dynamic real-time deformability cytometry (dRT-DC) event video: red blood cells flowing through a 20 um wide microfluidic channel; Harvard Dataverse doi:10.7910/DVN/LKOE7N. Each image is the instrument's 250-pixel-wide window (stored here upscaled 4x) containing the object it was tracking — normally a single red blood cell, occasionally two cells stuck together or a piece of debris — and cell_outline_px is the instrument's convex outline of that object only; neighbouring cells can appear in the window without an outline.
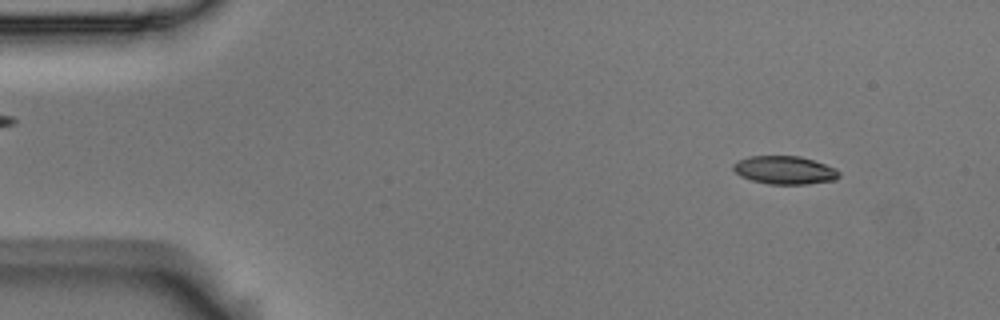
{"species": "Egyptian fruit bat (a non-hibernating species)", "species_latin": "Rousettus aegyptiacus", "temperature_condition": "room temperature", "stored_images_in_passage": 5, "camera_frame_rate_fps": 3000, "um_per_image_px": 0.085, "animal": {"sex": "male"}, "frame": {"image": 1, "passage_image": 1, "time_ms": 0.0, "image_size_px": [1000, 320], "cell_outline_px": [[840, 176], [836, 180], [808, 184], [768, 184], [752, 180], [740, 176], [732, 168], [732, 164], [736, 160], [748, 156], [800, 156], [836, 168], [840, 172]], "centroid_in_image_um": [66.68, 14.46], "position_along_channel_um": 18.3, "area_um2": 17.51}}
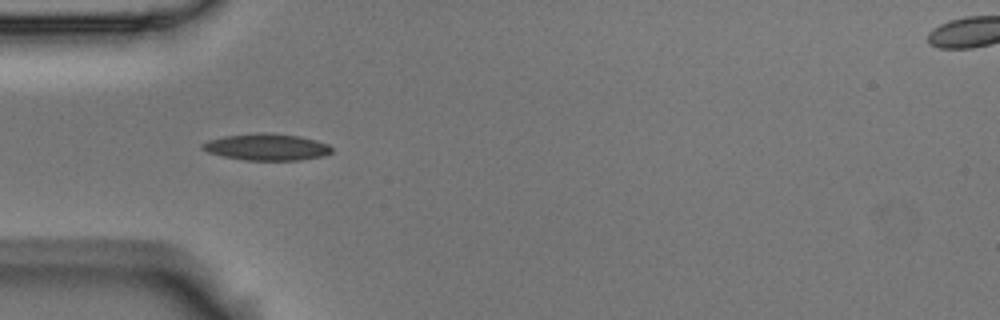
{"frame": {"image": 2, "passage_image": 4, "time_ms": 1.0, "image_size_px": [1000, 320], "cell_outline_px": [[332, 152], [324, 156], [300, 160], [244, 160], [224, 156], [208, 152], [200, 148], [200, 144], [208, 140], [224, 136], [256, 132], [264, 132], [300, 136], [316, 140], [328, 144], [332, 148]], "centroid_in_image_um": [22.66, 12.49], "position_along_channel_um": 62.3, "area_um2": 20.23}}
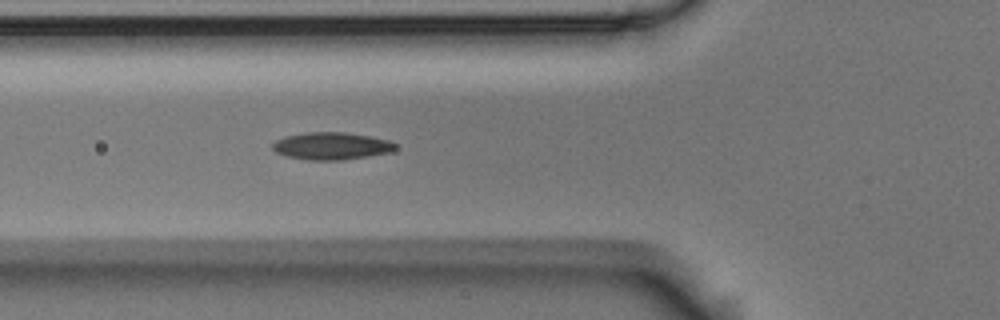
{"frame": {"image": 3, "passage_image": 5, "time_ms": 1.333, "image_size_px": [1000, 320], "cell_outline_px": [[396, 148], [392, 152], [344, 160], [308, 160], [288, 156], [276, 152], [272, 148], [272, 144], [276, 140], [284, 136], [308, 132], [344, 132], [368, 136], [388, 140], [396, 144]], "centroid_in_image_um": [28.17, 12.41], "position_along_channel_um": 97.6, "area_um2": 19.54}}